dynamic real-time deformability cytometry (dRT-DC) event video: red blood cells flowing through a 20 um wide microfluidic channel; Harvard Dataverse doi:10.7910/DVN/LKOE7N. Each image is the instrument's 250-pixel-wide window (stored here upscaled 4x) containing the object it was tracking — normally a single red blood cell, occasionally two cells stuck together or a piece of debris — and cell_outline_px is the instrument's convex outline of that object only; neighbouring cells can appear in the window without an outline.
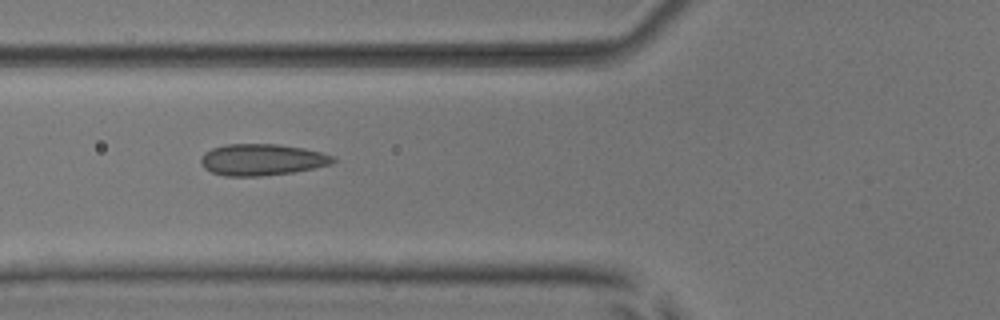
{"species": "common noctule bat (a hibernating species)", "species_latin": "Nyctalus noctula", "temperature_condition": "room temperature", "stored_images_in_passage": 7, "camera_frame_rate_fps": 3000, "um_per_image_px": 0.085, "animal": {"sex": "male", "body_mass_g": 17.9, "forearm_length_mm": 54.2}, "frame": {"image": 1, "passage_image": 6, "time_ms": 5.667, "image_size_px": [1000, 320], "cell_outline_px": [[336, 160], [332, 164], [292, 172], [260, 176], [224, 176], [212, 172], [204, 168], [200, 160], [200, 156], [204, 152], [212, 148], [224, 144], [276, 144], [304, 148], [320, 152], [332, 156]], "centroid_in_image_um": [22.22, 13.57], "position_along_channel_um": 103.6, "area_um2": 24.22}}
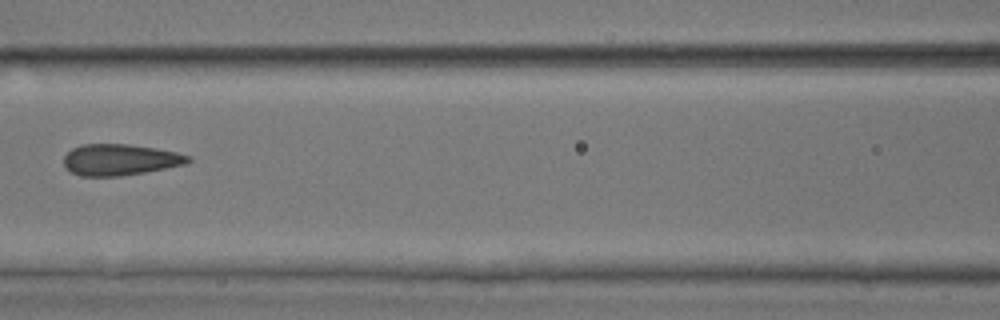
{"frame": {"image": 2, "passage_image": 7, "time_ms": 7.0, "image_size_px": [1000, 320], "cell_outline_px": [[192, 160], [188, 164], [144, 172], [120, 176], [80, 176], [72, 172], [64, 164], [64, 156], [72, 148], [80, 144], [128, 144], [156, 148], [176, 152], [192, 156]], "centroid_in_image_um": [10.24, 13.57], "position_along_channel_um": 156.4, "area_um2": 22.72}}